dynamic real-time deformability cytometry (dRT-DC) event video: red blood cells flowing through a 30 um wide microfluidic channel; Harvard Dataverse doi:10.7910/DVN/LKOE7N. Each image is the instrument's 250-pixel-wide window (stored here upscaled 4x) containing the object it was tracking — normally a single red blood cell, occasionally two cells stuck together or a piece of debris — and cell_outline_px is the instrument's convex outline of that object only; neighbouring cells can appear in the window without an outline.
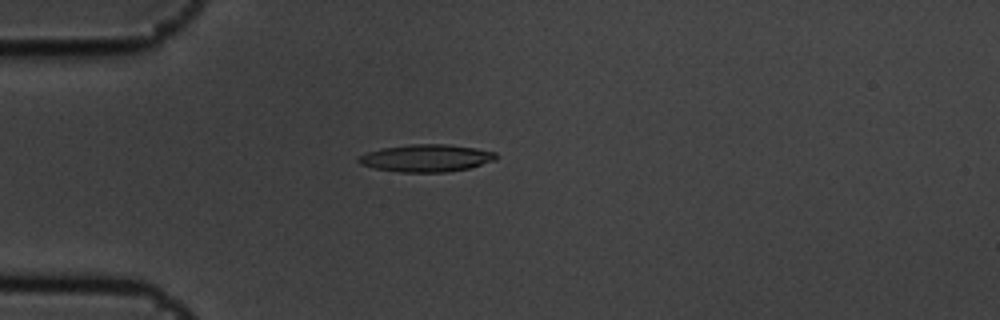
{"species": "common noctule bat (a hibernating species)", "species_latin": "Nyctalus noctula", "temperature_condition": "cold", "stored_images_in_passage": 4, "camera_frame_rate_fps": 3000, "um_per_image_px": 0.085, "animal": {"sex": "male", "body_mass_g": 19.5, "forearm_length_mm": 54.6}, "frame": {"image": 1, "passage_image": 4, "time_ms": 1.0, "image_size_px": [1000, 320], "cell_outline_px": [[496, 160], [468, 168], [448, 172], [400, 172], [376, 168], [360, 164], [356, 160], [356, 156], [368, 152], [384, 148], [412, 144], [448, 144], [476, 148], [496, 152]], "centroid_in_image_um": [36.23, 13.43], "position_along_channel_um": 48.8, "area_um2": 21.85}}